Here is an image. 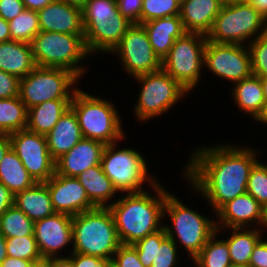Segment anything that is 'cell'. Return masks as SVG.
<instances>
[{"mask_svg":"<svg viewBox=\"0 0 267 267\" xmlns=\"http://www.w3.org/2000/svg\"><path fill=\"white\" fill-rule=\"evenodd\" d=\"M239 145L233 141L201 144L191 149L181 167L180 177L187 180L190 192L211 206V212L216 213L225 203L247 192L250 171L262 158V149Z\"/></svg>","mask_w":267,"mask_h":267,"instance_id":"cell-1","label":"cell"},{"mask_svg":"<svg viewBox=\"0 0 267 267\" xmlns=\"http://www.w3.org/2000/svg\"><path fill=\"white\" fill-rule=\"evenodd\" d=\"M160 180L147 191L119 194L108 208L121 244L133 245L163 228L164 205L171 191Z\"/></svg>","mask_w":267,"mask_h":267,"instance_id":"cell-2","label":"cell"},{"mask_svg":"<svg viewBox=\"0 0 267 267\" xmlns=\"http://www.w3.org/2000/svg\"><path fill=\"white\" fill-rule=\"evenodd\" d=\"M185 203L176 193L170 191L167 194L163 227L166 235L182 250L183 256L188 255L187 258L193 260L217 231L216 213L209 212L207 216L203 213L205 209H200L201 213L199 208L194 209Z\"/></svg>","mask_w":267,"mask_h":267,"instance_id":"cell-3","label":"cell"},{"mask_svg":"<svg viewBox=\"0 0 267 267\" xmlns=\"http://www.w3.org/2000/svg\"><path fill=\"white\" fill-rule=\"evenodd\" d=\"M88 90L80 87L74 93L70 104L78 118L83 138L92 139L104 145L123 143L129 136L123 129L121 111L119 112V108L116 107L118 104L111 101L109 97H99V94H92Z\"/></svg>","mask_w":267,"mask_h":267,"instance_id":"cell-4","label":"cell"},{"mask_svg":"<svg viewBox=\"0 0 267 267\" xmlns=\"http://www.w3.org/2000/svg\"><path fill=\"white\" fill-rule=\"evenodd\" d=\"M119 143L105 145L100 162L103 172L118 194L147 191L146 188L150 189L160 178L148 168L150 163L143 152L132 145L130 148L123 144V148Z\"/></svg>","mask_w":267,"mask_h":267,"instance_id":"cell-5","label":"cell"},{"mask_svg":"<svg viewBox=\"0 0 267 267\" xmlns=\"http://www.w3.org/2000/svg\"><path fill=\"white\" fill-rule=\"evenodd\" d=\"M84 39L92 57L110 54L132 25L116 0H88L82 7Z\"/></svg>","mask_w":267,"mask_h":267,"instance_id":"cell-6","label":"cell"},{"mask_svg":"<svg viewBox=\"0 0 267 267\" xmlns=\"http://www.w3.org/2000/svg\"><path fill=\"white\" fill-rule=\"evenodd\" d=\"M28 44L36 66L64 68L81 80L89 72L84 35L40 31Z\"/></svg>","mask_w":267,"mask_h":267,"instance_id":"cell-7","label":"cell"},{"mask_svg":"<svg viewBox=\"0 0 267 267\" xmlns=\"http://www.w3.org/2000/svg\"><path fill=\"white\" fill-rule=\"evenodd\" d=\"M72 252L112 260L121 245L108 207H95L72 218Z\"/></svg>","mask_w":267,"mask_h":267,"instance_id":"cell-8","label":"cell"},{"mask_svg":"<svg viewBox=\"0 0 267 267\" xmlns=\"http://www.w3.org/2000/svg\"><path fill=\"white\" fill-rule=\"evenodd\" d=\"M131 80L139 84L140 90L139 95L135 96L136 103L130 110L133 112L134 119H137L134 122L138 121L143 125L154 118L164 116L171 109H176L173 107L177 106V103H185L184 99L190 95L163 69L138 75Z\"/></svg>","mask_w":267,"mask_h":267,"instance_id":"cell-9","label":"cell"},{"mask_svg":"<svg viewBox=\"0 0 267 267\" xmlns=\"http://www.w3.org/2000/svg\"><path fill=\"white\" fill-rule=\"evenodd\" d=\"M265 24L266 18L251 3L226 2L206 37L214 43L248 45L265 34Z\"/></svg>","mask_w":267,"mask_h":267,"instance_id":"cell-10","label":"cell"},{"mask_svg":"<svg viewBox=\"0 0 267 267\" xmlns=\"http://www.w3.org/2000/svg\"><path fill=\"white\" fill-rule=\"evenodd\" d=\"M80 81L70 70L36 66L20 79L19 97L27 110L50 100H72Z\"/></svg>","mask_w":267,"mask_h":267,"instance_id":"cell-11","label":"cell"},{"mask_svg":"<svg viewBox=\"0 0 267 267\" xmlns=\"http://www.w3.org/2000/svg\"><path fill=\"white\" fill-rule=\"evenodd\" d=\"M206 43L205 35L185 32L162 60V69L189 93H195L205 76L202 71Z\"/></svg>","mask_w":267,"mask_h":267,"instance_id":"cell-12","label":"cell"},{"mask_svg":"<svg viewBox=\"0 0 267 267\" xmlns=\"http://www.w3.org/2000/svg\"><path fill=\"white\" fill-rule=\"evenodd\" d=\"M116 56L122 71L134 78L162 69V61L154 53L148 35L141 24H132L120 40L119 44L109 54Z\"/></svg>","mask_w":267,"mask_h":267,"instance_id":"cell-13","label":"cell"},{"mask_svg":"<svg viewBox=\"0 0 267 267\" xmlns=\"http://www.w3.org/2000/svg\"><path fill=\"white\" fill-rule=\"evenodd\" d=\"M207 69V70H206ZM204 70L219 81L233 85L253 75L248 45L214 43L207 40L204 50ZM210 71V72H209ZM232 83V84H231Z\"/></svg>","mask_w":267,"mask_h":267,"instance_id":"cell-14","label":"cell"},{"mask_svg":"<svg viewBox=\"0 0 267 267\" xmlns=\"http://www.w3.org/2000/svg\"><path fill=\"white\" fill-rule=\"evenodd\" d=\"M9 139L11 149L36 183H45L55 174V160L44 135L26 128L10 134Z\"/></svg>","mask_w":267,"mask_h":267,"instance_id":"cell-15","label":"cell"},{"mask_svg":"<svg viewBox=\"0 0 267 267\" xmlns=\"http://www.w3.org/2000/svg\"><path fill=\"white\" fill-rule=\"evenodd\" d=\"M72 218L56 212L34 222V236L42 257H68L72 253Z\"/></svg>","mask_w":267,"mask_h":267,"instance_id":"cell-16","label":"cell"},{"mask_svg":"<svg viewBox=\"0 0 267 267\" xmlns=\"http://www.w3.org/2000/svg\"><path fill=\"white\" fill-rule=\"evenodd\" d=\"M45 183L55 212L75 216L95 208L76 177L58 175L55 172Z\"/></svg>","mask_w":267,"mask_h":267,"instance_id":"cell-17","label":"cell"},{"mask_svg":"<svg viewBox=\"0 0 267 267\" xmlns=\"http://www.w3.org/2000/svg\"><path fill=\"white\" fill-rule=\"evenodd\" d=\"M40 31L84 35L82 8L63 0H53L37 11Z\"/></svg>","mask_w":267,"mask_h":267,"instance_id":"cell-18","label":"cell"},{"mask_svg":"<svg viewBox=\"0 0 267 267\" xmlns=\"http://www.w3.org/2000/svg\"><path fill=\"white\" fill-rule=\"evenodd\" d=\"M261 204L247 192L225 203L216 212L217 229L260 228Z\"/></svg>","mask_w":267,"mask_h":267,"instance_id":"cell-19","label":"cell"},{"mask_svg":"<svg viewBox=\"0 0 267 267\" xmlns=\"http://www.w3.org/2000/svg\"><path fill=\"white\" fill-rule=\"evenodd\" d=\"M105 145L101 142L82 138L70 151L55 161L58 175L76 177L88 168L99 165Z\"/></svg>","mask_w":267,"mask_h":267,"instance_id":"cell-20","label":"cell"},{"mask_svg":"<svg viewBox=\"0 0 267 267\" xmlns=\"http://www.w3.org/2000/svg\"><path fill=\"white\" fill-rule=\"evenodd\" d=\"M223 4L222 0H181L180 18L184 30L207 36Z\"/></svg>","mask_w":267,"mask_h":267,"instance_id":"cell-21","label":"cell"},{"mask_svg":"<svg viewBox=\"0 0 267 267\" xmlns=\"http://www.w3.org/2000/svg\"><path fill=\"white\" fill-rule=\"evenodd\" d=\"M141 25L148 35L154 53L161 61L168 55L174 41L186 32L180 15L154 19Z\"/></svg>","mask_w":267,"mask_h":267,"instance_id":"cell-22","label":"cell"},{"mask_svg":"<svg viewBox=\"0 0 267 267\" xmlns=\"http://www.w3.org/2000/svg\"><path fill=\"white\" fill-rule=\"evenodd\" d=\"M45 137L48 150L55 161L83 138L78 118L71 107Z\"/></svg>","mask_w":267,"mask_h":267,"instance_id":"cell-23","label":"cell"},{"mask_svg":"<svg viewBox=\"0 0 267 267\" xmlns=\"http://www.w3.org/2000/svg\"><path fill=\"white\" fill-rule=\"evenodd\" d=\"M216 232L228 244L233 267L249 265L254 247L264 237V232L260 228H226L217 229Z\"/></svg>","mask_w":267,"mask_h":267,"instance_id":"cell-24","label":"cell"},{"mask_svg":"<svg viewBox=\"0 0 267 267\" xmlns=\"http://www.w3.org/2000/svg\"><path fill=\"white\" fill-rule=\"evenodd\" d=\"M229 89L231 102L237 108V112L254 120L265 103L260 77L252 75L234 83Z\"/></svg>","mask_w":267,"mask_h":267,"instance_id":"cell-25","label":"cell"},{"mask_svg":"<svg viewBox=\"0 0 267 267\" xmlns=\"http://www.w3.org/2000/svg\"><path fill=\"white\" fill-rule=\"evenodd\" d=\"M76 178L85 188L90 202L95 207H109L119 197L118 192L113 187L111 180L103 172L100 164L88 168Z\"/></svg>","mask_w":267,"mask_h":267,"instance_id":"cell-26","label":"cell"},{"mask_svg":"<svg viewBox=\"0 0 267 267\" xmlns=\"http://www.w3.org/2000/svg\"><path fill=\"white\" fill-rule=\"evenodd\" d=\"M14 205L33 222L56 213L46 183H35L32 187L16 193L14 195Z\"/></svg>","mask_w":267,"mask_h":267,"instance_id":"cell-27","label":"cell"},{"mask_svg":"<svg viewBox=\"0 0 267 267\" xmlns=\"http://www.w3.org/2000/svg\"><path fill=\"white\" fill-rule=\"evenodd\" d=\"M35 67L28 43L18 41L0 43V70L22 79Z\"/></svg>","mask_w":267,"mask_h":267,"instance_id":"cell-28","label":"cell"},{"mask_svg":"<svg viewBox=\"0 0 267 267\" xmlns=\"http://www.w3.org/2000/svg\"><path fill=\"white\" fill-rule=\"evenodd\" d=\"M71 100H50L28 109L27 129L46 136L70 108Z\"/></svg>","mask_w":267,"mask_h":267,"instance_id":"cell-29","label":"cell"},{"mask_svg":"<svg viewBox=\"0 0 267 267\" xmlns=\"http://www.w3.org/2000/svg\"><path fill=\"white\" fill-rule=\"evenodd\" d=\"M0 182L14 195L36 183L11 148L0 162Z\"/></svg>","mask_w":267,"mask_h":267,"instance_id":"cell-30","label":"cell"},{"mask_svg":"<svg viewBox=\"0 0 267 267\" xmlns=\"http://www.w3.org/2000/svg\"><path fill=\"white\" fill-rule=\"evenodd\" d=\"M189 263L191 267H233L227 242L216 232L201 252Z\"/></svg>","mask_w":267,"mask_h":267,"instance_id":"cell-31","label":"cell"},{"mask_svg":"<svg viewBox=\"0 0 267 267\" xmlns=\"http://www.w3.org/2000/svg\"><path fill=\"white\" fill-rule=\"evenodd\" d=\"M28 110L20 97L0 99V134L10 135L27 128Z\"/></svg>","mask_w":267,"mask_h":267,"instance_id":"cell-32","label":"cell"},{"mask_svg":"<svg viewBox=\"0 0 267 267\" xmlns=\"http://www.w3.org/2000/svg\"><path fill=\"white\" fill-rule=\"evenodd\" d=\"M181 254L183 255L176 243L166 235L164 227L155 232V253L151 267H183L186 259L187 263L191 262L187 257L180 258L183 257Z\"/></svg>","mask_w":267,"mask_h":267,"instance_id":"cell-33","label":"cell"},{"mask_svg":"<svg viewBox=\"0 0 267 267\" xmlns=\"http://www.w3.org/2000/svg\"><path fill=\"white\" fill-rule=\"evenodd\" d=\"M0 233L5 238L34 235V222L13 205L0 216Z\"/></svg>","mask_w":267,"mask_h":267,"instance_id":"cell-34","label":"cell"},{"mask_svg":"<svg viewBox=\"0 0 267 267\" xmlns=\"http://www.w3.org/2000/svg\"><path fill=\"white\" fill-rule=\"evenodd\" d=\"M8 23L11 41L29 43L40 32L39 17L35 10L24 9Z\"/></svg>","mask_w":267,"mask_h":267,"instance_id":"cell-35","label":"cell"},{"mask_svg":"<svg viewBox=\"0 0 267 267\" xmlns=\"http://www.w3.org/2000/svg\"><path fill=\"white\" fill-rule=\"evenodd\" d=\"M181 0H143L141 24L158 18L180 15Z\"/></svg>","mask_w":267,"mask_h":267,"instance_id":"cell-36","label":"cell"},{"mask_svg":"<svg viewBox=\"0 0 267 267\" xmlns=\"http://www.w3.org/2000/svg\"><path fill=\"white\" fill-rule=\"evenodd\" d=\"M8 257L35 261L42 257L34 235L6 238Z\"/></svg>","mask_w":267,"mask_h":267,"instance_id":"cell-37","label":"cell"},{"mask_svg":"<svg viewBox=\"0 0 267 267\" xmlns=\"http://www.w3.org/2000/svg\"><path fill=\"white\" fill-rule=\"evenodd\" d=\"M247 193L252 195L261 205L267 201V161H258L251 169Z\"/></svg>","mask_w":267,"mask_h":267,"instance_id":"cell-38","label":"cell"},{"mask_svg":"<svg viewBox=\"0 0 267 267\" xmlns=\"http://www.w3.org/2000/svg\"><path fill=\"white\" fill-rule=\"evenodd\" d=\"M251 54L252 73L257 77H267V36H258L248 44Z\"/></svg>","mask_w":267,"mask_h":267,"instance_id":"cell-39","label":"cell"},{"mask_svg":"<svg viewBox=\"0 0 267 267\" xmlns=\"http://www.w3.org/2000/svg\"><path fill=\"white\" fill-rule=\"evenodd\" d=\"M111 262L117 267H144L133 245L121 244L113 255Z\"/></svg>","mask_w":267,"mask_h":267,"instance_id":"cell-40","label":"cell"},{"mask_svg":"<svg viewBox=\"0 0 267 267\" xmlns=\"http://www.w3.org/2000/svg\"><path fill=\"white\" fill-rule=\"evenodd\" d=\"M133 246L137 250V255L144 267H151L155 253V232L138 240Z\"/></svg>","mask_w":267,"mask_h":267,"instance_id":"cell-41","label":"cell"},{"mask_svg":"<svg viewBox=\"0 0 267 267\" xmlns=\"http://www.w3.org/2000/svg\"><path fill=\"white\" fill-rule=\"evenodd\" d=\"M119 12L132 24H141L143 0H116Z\"/></svg>","mask_w":267,"mask_h":267,"instance_id":"cell-42","label":"cell"},{"mask_svg":"<svg viewBox=\"0 0 267 267\" xmlns=\"http://www.w3.org/2000/svg\"><path fill=\"white\" fill-rule=\"evenodd\" d=\"M20 79L0 70V99L19 96Z\"/></svg>","mask_w":267,"mask_h":267,"instance_id":"cell-43","label":"cell"},{"mask_svg":"<svg viewBox=\"0 0 267 267\" xmlns=\"http://www.w3.org/2000/svg\"><path fill=\"white\" fill-rule=\"evenodd\" d=\"M68 257L73 261L74 267H107L111 262L108 258L84 255L75 252H72Z\"/></svg>","mask_w":267,"mask_h":267,"instance_id":"cell-44","label":"cell"},{"mask_svg":"<svg viewBox=\"0 0 267 267\" xmlns=\"http://www.w3.org/2000/svg\"><path fill=\"white\" fill-rule=\"evenodd\" d=\"M25 8L22 0H0V17L9 22Z\"/></svg>","mask_w":267,"mask_h":267,"instance_id":"cell-45","label":"cell"},{"mask_svg":"<svg viewBox=\"0 0 267 267\" xmlns=\"http://www.w3.org/2000/svg\"><path fill=\"white\" fill-rule=\"evenodd\" d=\"M251 267H267V239L265 236L256 244L249 260Z\"/></svg>","mask_w":267,"mask_h":267,"instance_id":"cell-46","label":"cell"},{"mask_svg":"<svg viewBox=\"0 0 267 267\" xmlns=\"http://www.w3.org/2000/svg\"><path fill=\"white\" fill-rule=\"evenodd\" d=\"M14 205V194L0 182V216Z\"/></svg>","mask_w":267,"mask_h":267,"instance_id":"cell-47","label":"cell"},{"mask_svg":"<svg viewBox=\"0 0 267 267\" xmlns=\"http://www.w3.org/2000/svg\"><path fill=\"white\" fill-rule=\"evenodd\" d=\"M33 261L15 257H6L0 267H32Z\"/></svg>","mask_w":267,"mask_h":267,"instance_id":"cell-48","label":"cell"},{"mask_svg":"<svg viewBox=\"0 0 267 267\" xmlns=\"http://www.w3.org/2000/svg\"><path fill=\"white\" fill-rule=\"evenodd\" d=\"M25 8L29 10L38 11L50 4L53 0H22Z\"/></svg>","mask_w":267,"mask_h":267,"instance_id":"cell-49","label":"cell"},{"mask_svg":"<svg viewBox=\"0 0 267 267\" xmlns=\"http://www.w3.org/2000/svg\"><path fill=\"white\" fill-rule=\"evenodd\" d=\"M11 41L9 23L0 17V43Z\"/></svg>","mask_w":267,"mask_h":267,"instance_id":"cell-50","label":"cell"},{"mask_svg":"<svg viewBox=\"0 0 267 267\" xmlns=\"http://www.w3.org/2000/svg\"><path fill=\"white\" fill-rule=\"evenodd\" d=\"M245 3H251L258 12L267 18V0H240Z\"/></svg>","mask_w":267,"mask_h":267,"instance_id":"cell-51","label":"cell"},{"mask_svg":"<svg viewBox=\"0 0 267 267\" xmlns=\"http://www.w3.org/2000/svg\"><path fill=\"white\" fill-rule=\"evenodd\" d=\"M10 148H11V142L9 139V135L0 134V162Z\"/></svg>","mask_w":267,"mask_h":267,"instance_id":"cell-52","label":"cell"},{"mask_svg":"<svg viewBox=\"0 0 267 267\" xmlns=\"http://www.w3.org/2000/svg\"><path fill=\"white\" fill-rule=\"evenodd\" d=\"M52 267H74L69 257H52Z\"/></svg>","mask_w":267,"mask_h":267,"instance_id":"cell-53","label":"cell"},{"mask_svg":"<svg viewBox=\"0 0 267 267\" xmlns=\"http://www.w3.org/2000/svg\"><path fill=\"white\" fill-rule=\"evenodd\" d=\"M253 122L257 125L262 124L263 126L265 125L267 127V102L263 104L260 113L256 116Z\"/></svg>","mask_w":267,"mask_h":267,"instance_id":"cell-54","label":"cell"},{"mask_svg":"<svg viewBox=\"0 0 267 267\" xmlns=\"http://www.w3.org/2000/svg\"><path fill=\"white\" fill-rule=\"evenodd\" d=\"M260 229L265 233L267 232V201L261 205Z\"/></svg>","mask_w":267,"mask_h":267,"instance_id":"cell-55","label":"cell"},{"mask_svg":"<svg viewBox=\"0 0 267 267\" xmlns=\"http://www.w3.org/2000/svg\"><path fill=\"white\" fill-rule=\"evenodd\" d=\"M32 267H52V257H41L33 262Z\"/></svg>","mask_w":267,"mask_h":267,"instance_id":"cell-56","label":"cell"},{"mask_svg":"<svg viewBox=\"0 0 267 267\" xmlns=\"http://www.w3.org/2000/svg\"><path fill=\"white\" fill-rule=\"evenodd\" d=\"M6 257V238L0 233V264Z\"/></svg>","mask_w":267,"mask_h":267,"instance_id":"cell-57","label":"cell"},{"mask_svg":"<svg viewBox=\"0 0 267 267\" xmlns=\"http://www.w3.org/2000/svg\"><path fill=\"white\" fill-rule=\"evenodd\" d=\"M260 79H261V84L263 88L264 99H265V102H267V77H261Z\"/></svg>","mask_w":267,"mask_h":267,"instance_id":"cell-58","label":"cell"},{"mask_svg":"<svg viewBox=\"0 0 267 267\" xmlns=\"http://www.w3.org/2000/svg\"><path fill=\"white\" fill-rule=\"evenodd\" d=\"M63 1L82 7L88 0H63Z\"/></svg>","mask_w":267,"mask_h":267,"instance_id":"cell-59","label":"cell"},{"mask_svg":"<svg viewBox=\"0 0 267 267\" xmlns=\"http://www.w3.org/2000/svg\"><path fill=\"white\" fill-rule=\"evenodd\" d=\"M224 3L226 2H233V1H240V0H222Z\"/></svg>","mask_w":267,"mask_h":267,"instance_id":"cell-60","label":"cell"},{"mask_svg":"<svg viewBox=\"0 0 267 267\" xmlns=\"http://www.w3.org/2000/svg\"><path fill=\"white\" fill-rule=\"evenodd\" d=\"M265 35L267 36V18H266V24H265Z\"/></svg>","mask_w":267,"mask_h":267,"instance_id":"cell-61","label":"cell"},{"mask_svg":"<svg viewBox=\"0 0 267 267\" xmlns=\"http://www.w3.org/2000/svg\"><path fill=\"white\" fill-rule=\"evenodd\" d=\"M107 267H117V266H115L112 262H110Z\"/></svg>","mask_w":267,"mask_h":267,"instance_id":"cell-62","label":"cell"}]
</instances>
